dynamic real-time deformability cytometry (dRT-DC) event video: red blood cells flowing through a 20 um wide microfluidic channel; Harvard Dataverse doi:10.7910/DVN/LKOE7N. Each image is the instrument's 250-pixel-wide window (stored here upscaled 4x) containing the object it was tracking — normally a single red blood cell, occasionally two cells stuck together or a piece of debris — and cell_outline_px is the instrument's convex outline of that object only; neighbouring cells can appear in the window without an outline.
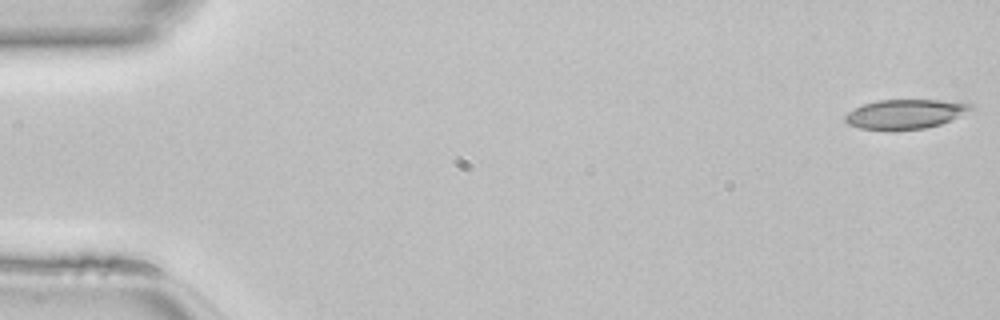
{"species": "common noctule bat (a hibernating species)", "species_latin": "Nyctalus noctula", "temperature_condition": "room temperature", "stored_images_in_passage": 47, "camera_frame_rate_fps": 3000, "um_per_image_px": 0.085, "animal": {"sex": "female", "body_mass_g": 22.7, "forearm_length_mm": 54.2}, "frame": {"image": 1, "passage_image": 1, "time_ms": 0.0, "image_size_px": [1000, 320], "cell_outline_px": [[980, 108], [940, 124], [924, 128], [888, 132], [860, 128], [848, 124], [844, 120], [844, 116], [848, 112], [864, 104], [876, 100], [940, 100], [972, 104]], "centroid_in_image_um": [76.97, 9.71], "position_along_channel_um": 8.0, "area_um2": 22.08}}
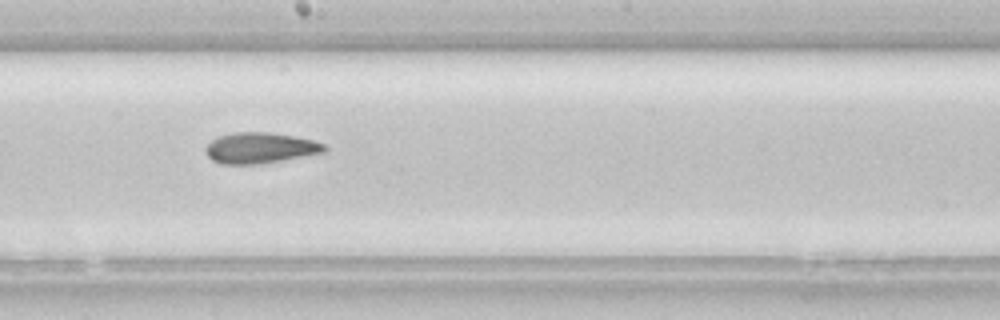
{"frame": {"image": 2, "passage_image": 26, "time_ms": 8.333, "image_size_px": [1000, 320], "cell_outline_px": [[328, 148], [324, 152], [284, 160], [260, 164], [220, 164], [212, 160], [204, 152], [204, 148], [212, 140], [220, 136], [236, 132], [268, 132], [292, 136], [312, 140], [324, 144]], "centroid_in_image_um": [22.09, 12.58], "position_along_channel_um": 226.1, "area_um2": 21.27}}
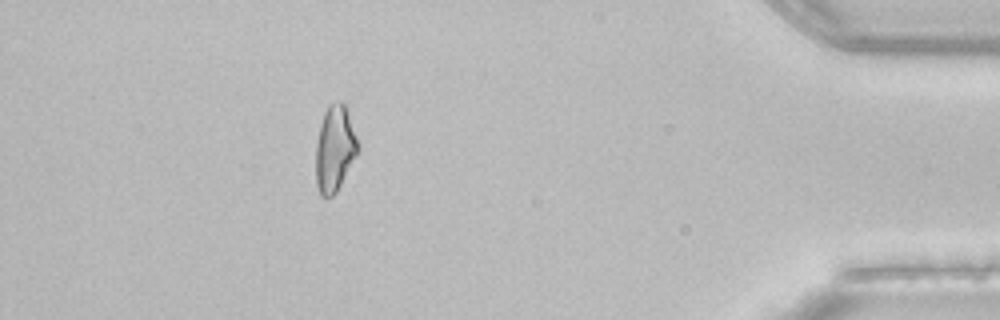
{"frame": {"image": 3, "passage_image": 42, "time_ms": 13.667, "image_size_px": [1000, 320], "cell_outline_px": [[360, 148], [356, 156], [336, 192], [332, 196], [320, 196], [316, 184], [316, 144], [320, 124], [324, 112], [328, 104], [336, 100], [340, 100], [344, 104], [356, 136]], "centroid_in_image_um": [28.44, 12.62], "position_along_channel_um": 406.8, "area_um2": 20.98}}